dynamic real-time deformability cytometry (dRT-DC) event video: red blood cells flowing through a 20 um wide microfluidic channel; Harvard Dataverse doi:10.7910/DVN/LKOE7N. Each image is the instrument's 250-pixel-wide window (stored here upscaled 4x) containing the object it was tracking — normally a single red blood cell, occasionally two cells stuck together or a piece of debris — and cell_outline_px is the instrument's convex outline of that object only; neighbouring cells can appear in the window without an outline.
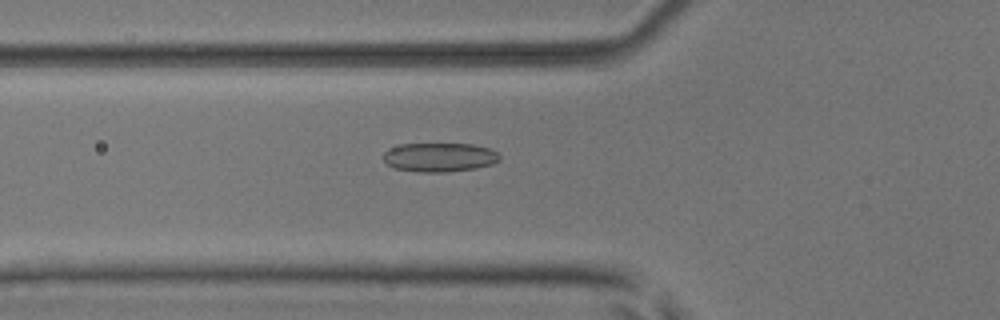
{"species": "common noctule bat (a hibernating species)", "species_latin": "Nyctalus noctula", "temperature_condition": "room temperature", "stored_images_in_passage": 51, "camera_frame_rate_fps": 3000, "um_per_image_px": 0.085, "animal": {"sex": "male", "body_mass_g": 17.9, "forearm_length_mm": 54.2}, "frame": {"image": 1, "passage_image": 19, "time_ms": 6.0, "image_size_px": [1000, 320], "cell_outline_px": [[500, 160], [492, 164], [476, 168], [444, 172], [416, 172], [396, 168], [388, 164], [384, 160], [384, 152], [400, 144], [472, 144], [488, 148], [496, 152], [500, 156]], "centroid_in_image_um": [37.37, 13.37], "position_along_channel_um": 88.4, "area_um2": 19.48}}
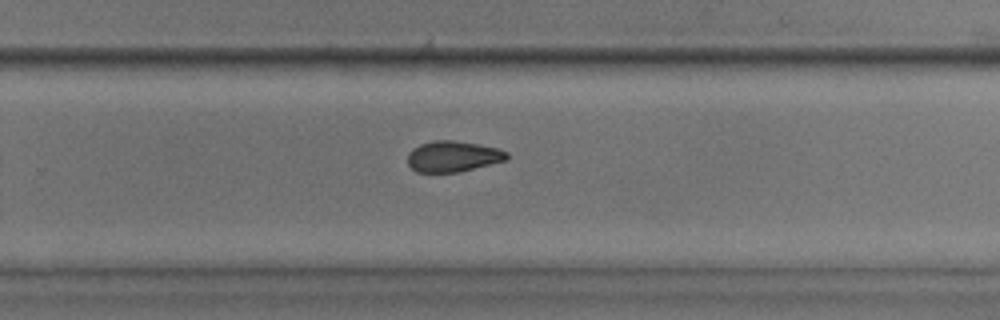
{"frame": {"image": 2, "passage_image": 34, "time_ms": 11.0, "image_size_px": [1000, 320], "cell_outline_px": [[508, 160], [460, 172], [416, 172], [408, 164], [408, 152], [412, 148], [420, 144], [436, 140], [452, 140], [480, 144], [496, 148], [508, 152]], "centroid_in_image_um": [38.51, 13.29], "position_along_channel_um": 291.3, "area_um2": 17.98}}
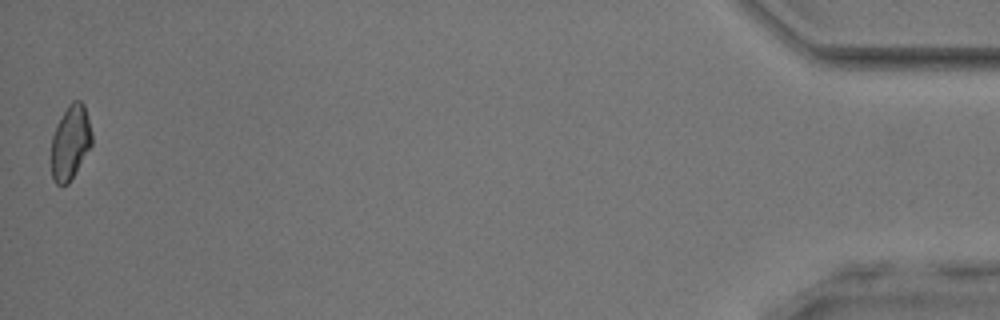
{"frame": {"image": 3, "passage_image": 51, "time_ms": 16.667, "image_size_px": [1000, 320], "cell_outline_px": [[92, 144], [68, 184], [56, 184], [52, 176], [52, 136], [56, 124], [68, 104], [72, 100], [80, 100], [84, 104], [92, 132]], "centroid_in_image_um": [5.98, 12.06], "position_along_channel_um": 429.2, "area_um2": 17.46}, "authors_computed_cell_mechanics": {"area_um2": 18.5538, "velocity_mm_per_s": 4.0639, "shape_relaxation_time_tau1_ms": null, "shape_relaxation_time_tau2_ms": 4.7594, "deformation_change_tau1": null, "deformation_change_tau2": 0.1026}}